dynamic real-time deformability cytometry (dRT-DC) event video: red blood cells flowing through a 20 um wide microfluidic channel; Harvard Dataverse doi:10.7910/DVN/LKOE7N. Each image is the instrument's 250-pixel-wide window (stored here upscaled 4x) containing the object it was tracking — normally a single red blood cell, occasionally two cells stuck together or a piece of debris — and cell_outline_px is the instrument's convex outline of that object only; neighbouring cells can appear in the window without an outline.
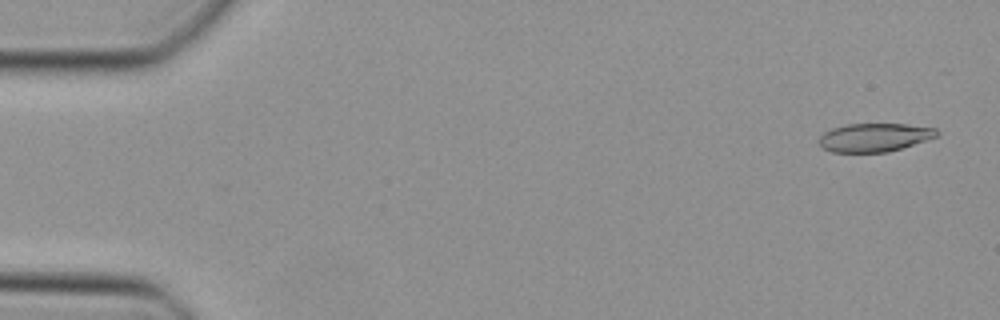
{"species": "Egyptian fruit bat (a non-hibernating species)", "species_latin": "Rousettus aegyptiacus", "temperature_condition": "cold", "stored_images_in_passage": 47, "camera_frame_rate_fps": 3000, "um_per_image_px": 0.085, "animal": {"sex": "female"}, "frame": {"image": 1, "passage_image": 2, "time_ms": 0.333, "image_size_px": [1000, 320], "cell_outline_px": [[940, 132], [936, 136], [888, 152], [832, 152], [824, 148], [820, 144], [820, 136], [824, 132], [832, 128], [848, 124], [908, 124], [936, 128]], "centroid_in_image_um": [74.32, 11.67], "position_along_channel_um": 10.7, "area_um2": 19.25}}
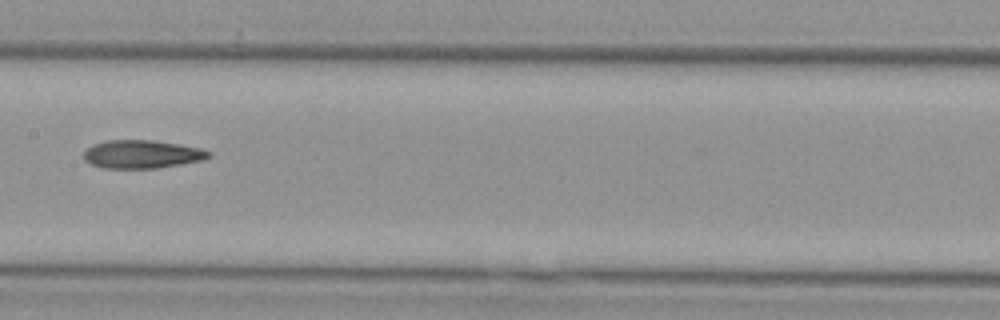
{"frame": {"image": 2, "passage_image": 24, "time_ms": 7.667, "image_size_px": [1000, 320], "cell_outline_px": [[212, 156], [204, 160], [156, 168], [104, 168], [92, 164], [84, 160], [84, 148], [92, 144], [108, 140], [152, 140], [180, 144], [200, 148], [212, 152]], "centroid_in_image_um": [12.07, 13.1], "position_along_channel_um": 195.3, "area_um2": 20.69}}
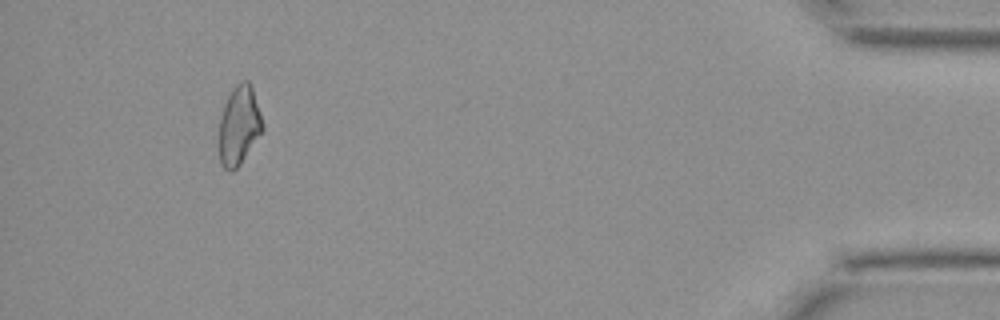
{"frame": {"image": 3, "passage_image": 44, "time_ms": 14.333, "image_size_px": [1000, 320], "cell_outline_px": [[264, 128], [240, 164], [232, 172], [228, 172], [220, 164], [216, 140], [220, 116], [224, 104], [228, 96], [236, 84], [240, 80], [248, 80], [252, 84], [264, 124]], "centroid_in_image_um": [20.27, 10.67], "position_along_channel_um": 414.9, "area_um2": 20.75}}